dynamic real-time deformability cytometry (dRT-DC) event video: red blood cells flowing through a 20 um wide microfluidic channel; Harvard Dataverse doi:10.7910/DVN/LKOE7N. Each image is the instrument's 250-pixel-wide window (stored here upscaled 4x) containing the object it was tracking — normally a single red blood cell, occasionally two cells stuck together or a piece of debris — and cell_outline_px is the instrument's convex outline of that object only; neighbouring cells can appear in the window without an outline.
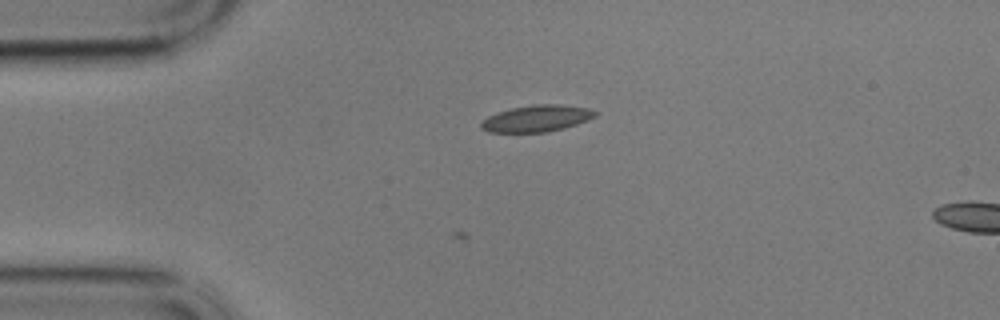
{"species": "common noctule bat (a hibernating species)", "species_latin": "Nyctalus noctula", "temperature_condition": "cold", "stored_images_in_passage": 6, "camera_frame_rate_fps": 3000, "um_per_image_px": 0.085, "animal": {"sex": "male", "body_mass_g": 17.9}, "frame": {"image": 1, "passage_image": 6, "time_ms": 1.667, "image_size_px": [1000, 320], "cell_outline_px": [[596, 116], [588, 120], [564, 128], [548, 132], [488, 132], [480, 128], [480, 124], [488, 116], [496, 112], [512, 108], [532, 104], [556, 104], [588, 108], [596, 112]], "centroid_in_image_um": [45.59, 10.07], "position_along_channel_um": 39.4, "area_um2": 17.63}}